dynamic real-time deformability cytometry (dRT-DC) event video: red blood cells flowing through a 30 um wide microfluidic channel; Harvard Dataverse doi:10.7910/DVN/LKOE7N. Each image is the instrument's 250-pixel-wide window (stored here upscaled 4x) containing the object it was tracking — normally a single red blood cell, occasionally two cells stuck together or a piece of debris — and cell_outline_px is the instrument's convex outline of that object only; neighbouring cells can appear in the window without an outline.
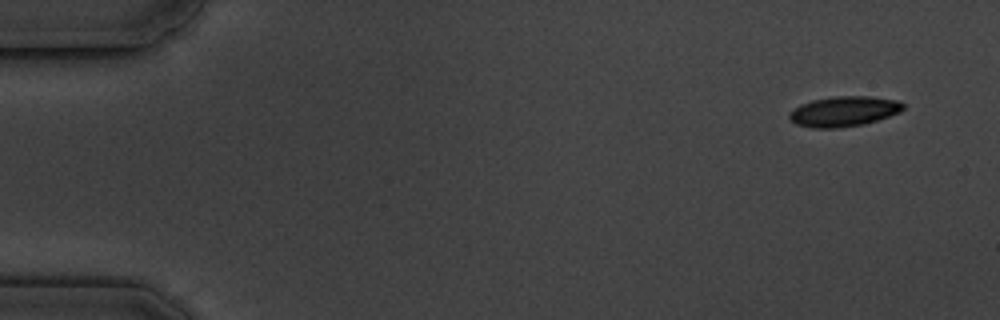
{"species": "common noctule bat (a hibernating species)", "species_latin": "Nyctalus noctula", "temperature_condition": "cold", "stored_images_in_passage": 6, "camera_frame_rate_fps": 3000, "um_per_image_px": 0.085, "animal": {"sex": "male", "body_mass_g": 19.5, "forearm_length_mm": 54.6}, "frame": {"image": 1, "passage_image": 1, "time_ms": 0.0, "image_size_px": [1000, 320], "cell_outline_px": [[904, 108], [900, 112], [864, 124], [840, 128], [812, 128], [796, 124], [788, 116], [788, 112], [800, 104], [812, 100], [836, 96], [868, 96], [896, 100], [904, 104]], "centroid_in_image_um": [71.7, 9.47], "position_along_channel_um": 13.3, "area_um2": 20.0}}
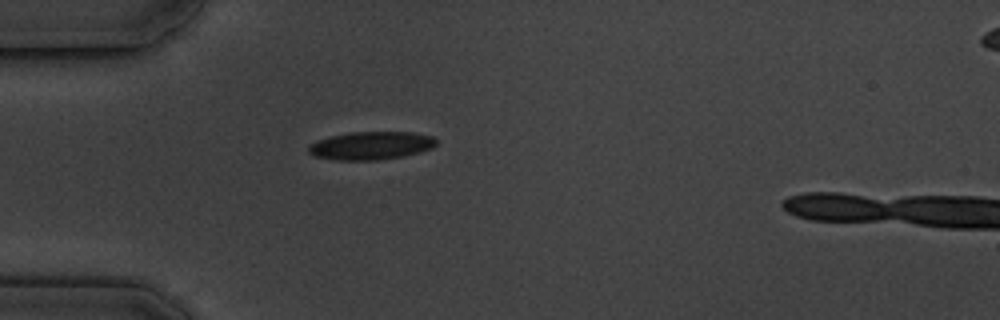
{"frame": {"image": 2, "passage_image": 5, "time_ms": 4.333, "image_size_px": [1000, 320], "cell_outline_px": [[436, 144], [432, 148], [420, 152], [404, 156], [376, 160], [332, 160], [312, 156], [308, 152], [308, 144], [316, 140], [332, 136], [352, 132], [412, 132], [432, 136], [436, 140]], "centroid_in_image_um": [31.49, 12.38], "position_along_channel_um": 53.5, "area_um2": 21.04}}